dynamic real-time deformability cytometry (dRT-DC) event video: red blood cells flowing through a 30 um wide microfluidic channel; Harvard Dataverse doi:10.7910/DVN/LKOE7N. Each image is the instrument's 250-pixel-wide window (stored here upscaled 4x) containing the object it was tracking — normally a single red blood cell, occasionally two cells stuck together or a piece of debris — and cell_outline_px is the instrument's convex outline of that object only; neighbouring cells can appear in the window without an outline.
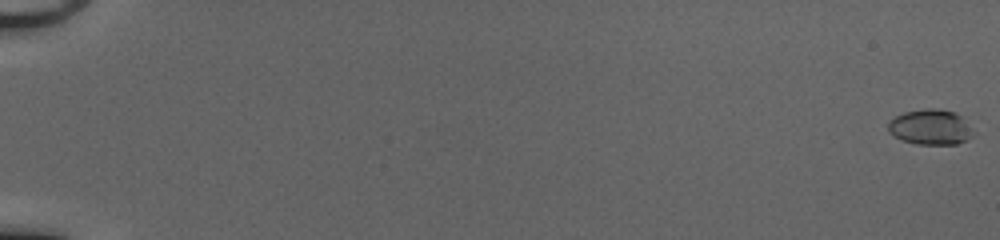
{"species": "common noctule bat (a hibernating species)", "species_latin": "Nyctalus noctula", "temperature_condition": "cold", "stored_images_in_passage": 54, "camera_frame_rate_fps": 3000, "um_per_image_px": 0.085, "animal": {"sex": "female", "body_mass_g": 20.0, "forearm_length_mm": 54.0}, "frame": {"image": 1, "passage_image": 1, "time_ms": 0.0, "image_size_px": [1000, 240], "cell_outline_px": [[972, 136], [956, 144], [916, 144], [900, 140], [888, 132], [888, 124], [896, 116], [904, 112], [928, 108], [936, 108], [956, 112], [960, 116], [972, 132]], "centroid_in_image_um": [79.03, 10.8], "position_along_channel_um": 6.0, "area_um2": 17.22}}
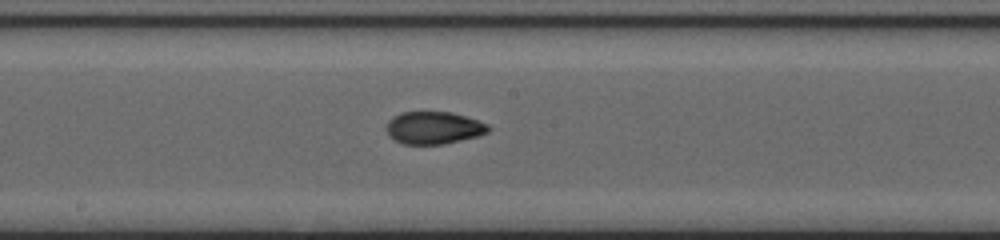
{"frame": {"image": 2, "passage_image": 32, "time_ms": 10.333, "image_size_px": [1000, 240], "cell_outline_px": [[492, 128], [488, 132], [476, 136], [444, 144], [400, 144], [388, 136], [384, 128], [388, 120], [392, 116], [400, 112], [452, 112], [488, 124]], "centroid_in_image_um": [36.79, 10.86], "position_along_channel_um": 211.4, "area_um2": 19.48}}
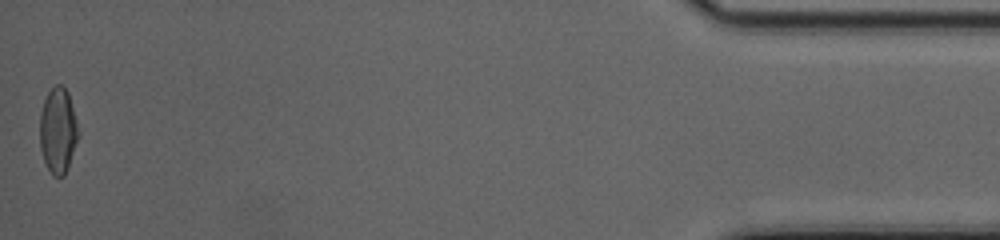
{"frame": {"image": 3, "passage_image": 54, "time_ms": 17.667, "image_size_px": [1000, 240], "cell_outline_px": [[80, 136], [68, 168], [64, 176], [52, 176], [44, 160], [40, 148], [40, 116], [44, 100], [48, 92], [56, 84], [60, 84], [68, 92], [80, 132]], "centroid_in_image_um": [4.95, 11.12], "position_along_channel_um": 430.2, "area_um2": 19.36}, "authors_computed_cell_mechanics": {"area_um2": 18.7561, "velocity_mm_per_s": 4.0872, "shape_relaxation_time_tau1_ms": null, "shape_relaxation_time_tau2_ms": 1.217, "deformation_change_tau1": null, "deformation_change_tau2": 0.0633}}